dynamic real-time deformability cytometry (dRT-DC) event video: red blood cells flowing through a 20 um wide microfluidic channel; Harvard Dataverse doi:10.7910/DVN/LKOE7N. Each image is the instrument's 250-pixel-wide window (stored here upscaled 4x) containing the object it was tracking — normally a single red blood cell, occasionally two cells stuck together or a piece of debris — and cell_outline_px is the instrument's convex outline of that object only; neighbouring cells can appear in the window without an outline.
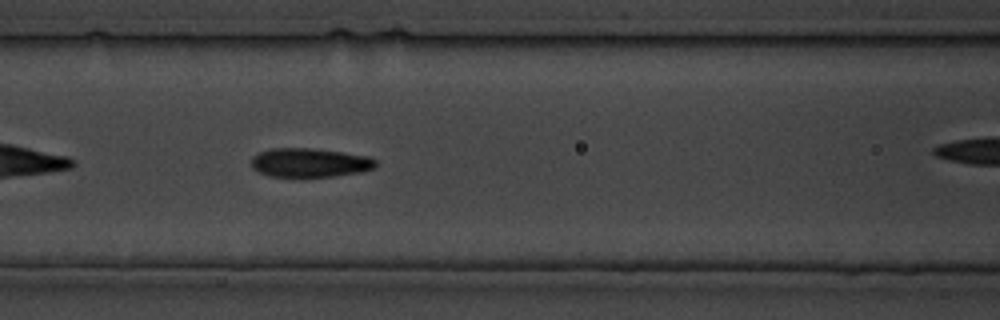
{"species": "common noctule bat (a hibernating species)", "species_latin": "Nyctalus noctula", "temperature_condition": "cold", "stored_images_in_passage": 6, "camera_frame_rate_fps": 3000, "um_per_image_px": 0.085, "animal": {"sex": "male", "body_mass_g": 19.5, "forearm_length_mm": 54.6}, "frame": {"image": 1, "passage_image": 5, "time_ms": 4.667, "image_size_px": [1000, 320], "cell_outline_px": [[376, 164], [372, 168], [360, 172], [332, 176], [268, 176], [252, 168], [252, 156], [260, 152], [272, 148], [312, 148], [368, 156], [376, 160]], "centroid_in_image_um": [26.3, 13.81], "position_along_channel_um": 140.3, "area_um2": 20.69}}